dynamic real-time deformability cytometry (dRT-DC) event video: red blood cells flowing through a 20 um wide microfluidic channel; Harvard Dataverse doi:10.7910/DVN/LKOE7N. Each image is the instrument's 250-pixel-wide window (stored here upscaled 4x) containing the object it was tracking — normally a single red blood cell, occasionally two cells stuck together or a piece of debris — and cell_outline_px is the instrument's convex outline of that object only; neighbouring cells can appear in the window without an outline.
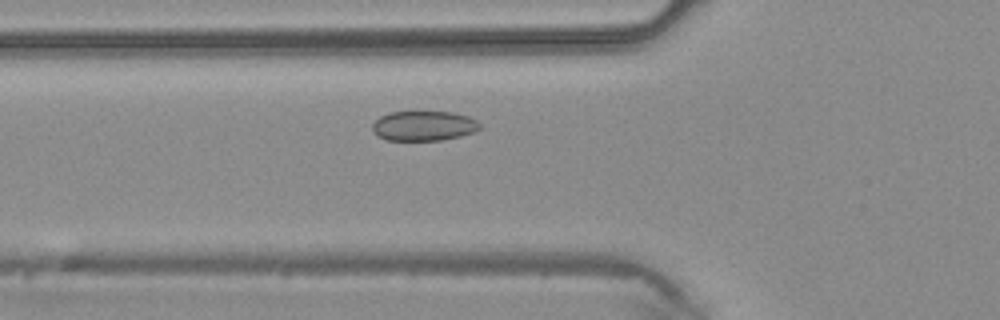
{"species": "common noctule bat (a hibernating species)", "species_latin": "Nyctalus noctula", "temperature_condition": "warm", "stored_images_in_passage": 35, "camera_frame_rate_fps": 3000, "um_per_image_px": 0.085, "animal": {"sex": "male", "body_mass_g": 20.4}, "frame": {"image": 1, "passage_image": 7, "time_ms": 2.0, "image_size_px": [1000, 320], "cell_outline_px": [[480, 128], [476, 132], [460, 136], [440, 140], [384, 140], [376, 136], [372, 132], [372, 124], [380, 116], [388, 112], [452, 112], [468, 116], [476, 120], [480, 124]], "centroid_in_image_um": [35.99, 10.7], "position_along_channel_um": 89.8, "area_um2": 18.84}}
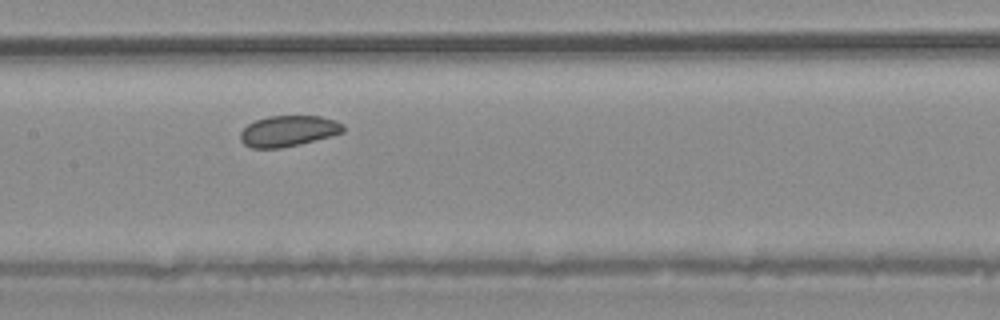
{"frame": {"image": 2, "passage_image": 13, "time_ms": 4.0, "image_size_px": [1000, 320], "cell_outline_px": [[344, 132], [332, 136], [300, 144], [280, 148], [252, 148], [244, 144], [240, 140], [240, 132], [248, 124], [256, 120], [268, 116], [320, 116], [336, 120], [344, 124]], "centroid_in_image_um": [24.53, 11.13], "position_along_channel_um": 182.9, "area_um2": 18.61}}
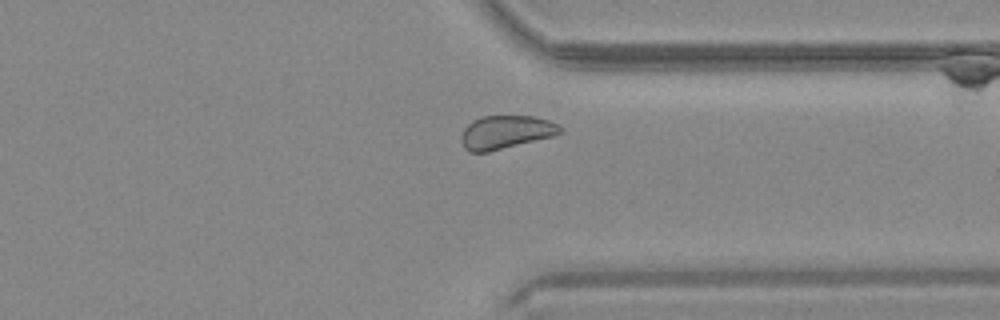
{"frame": {"image": 3, "passage_image": 25, "time_ms": 8.0, "image_size_px": [1000, 320], "cell_outline_px": [[564, 128], [560, 132], [552, 136], [488, 152], [468, 152], [464, 148], [460, 140], [460, 136], [464, 128], [472, 120], [480, 116], [532, 116], [548, 120]], "centroid_in_image_um": [42.93, 11.23], "position_along_channel_um": 368.5, "area_um2": 19.19}}